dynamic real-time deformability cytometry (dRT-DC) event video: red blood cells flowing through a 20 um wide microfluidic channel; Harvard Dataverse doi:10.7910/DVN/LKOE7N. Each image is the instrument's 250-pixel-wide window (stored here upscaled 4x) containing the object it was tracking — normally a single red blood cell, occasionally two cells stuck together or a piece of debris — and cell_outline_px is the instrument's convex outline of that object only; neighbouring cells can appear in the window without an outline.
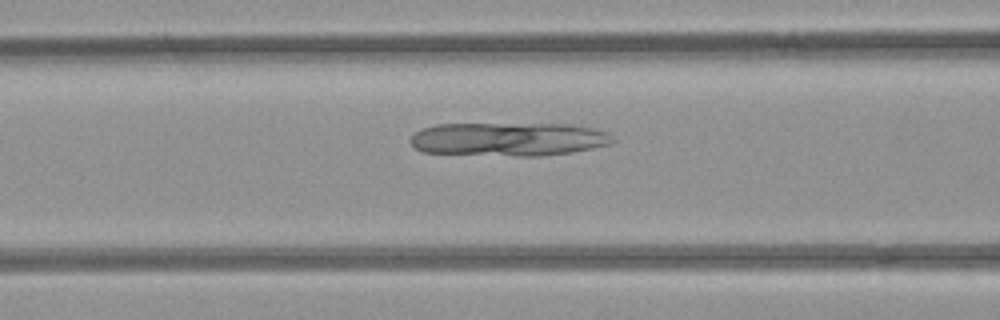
{"species": "common noctule bat (a hibernating species)", "species_latin": "Nyctalus noctula", "temperature_condition": "room temperature", "stored_images_in_passage": 32, "camera_frame_rate_fps": 3000, "um_per_image_px": 0.085, "animal": {"sex": "female", "body_mass_g": 21.9}, "frame": {"image": 1, "passage_image": 7, "time_ms": 2.0, "image_size_px": [1000, 320], "cell_outline_px": [[616, 140], [608, 144], [592, 148], [572, 152], [540, 156], [516, 156], [424, 152], [416, 148], [412, 144], [412, 136], [416, 132], [424, 128], [436, 124], [568, 124], [592, 128], [608, 132]], "centroid_in_image_um": [43.26, 11.83], "position_along_channel_um": 123.3, "area_um2": 39.36}}
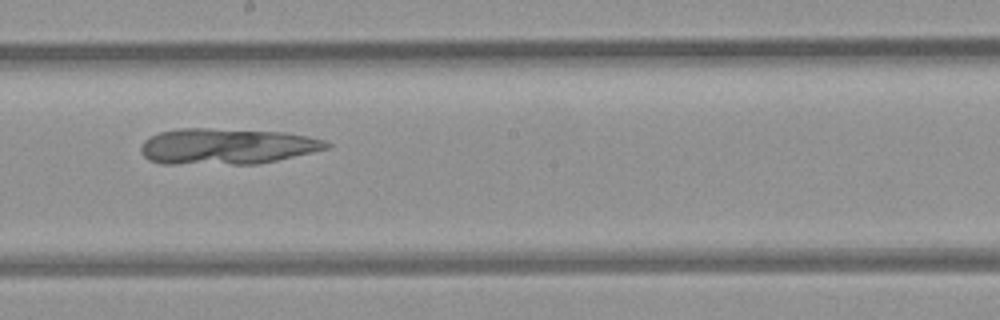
{"frame": {"image": 2, "passage_image": 15, "time_ms": 4.667, "image_size_px": [1000, 320], "cell_outline_px": [[332, 144], [328, 148], [312, 152], [276, 160], [256, 164], [160, 164], [148, 160], [140, 152], [140, 148], [144, 140], [160, 132], [180, 128], [208, 128], [284, 132], [324, 140]], "centroid_in_image_um": [19.22, 12.44], "position_along_channel_um": 229.0, "area_um2": 38.9}}
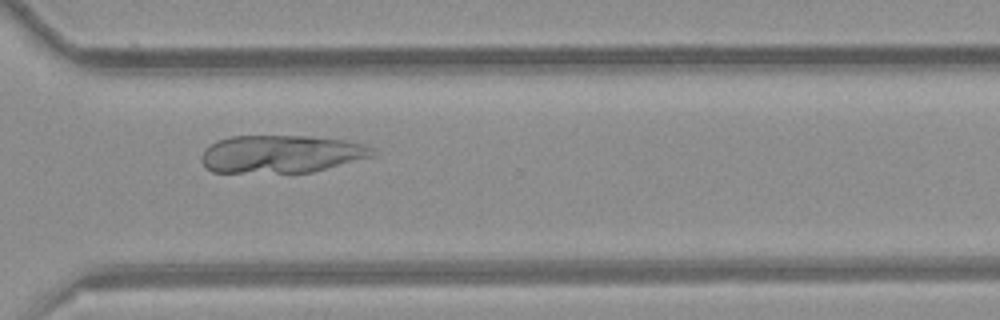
{"frame": {"image": 3, "passage_image": 24, "time_ms": 7.667, "image_size_px": [1000, 320], "cell_outline_px": [[380, 156], [312, 172], [212, 172], [200, 160], [200, 156], [204, 148], [216, 140], [232, 136], [308, 136], [348, 140], [364, 144], [376, 148], [380, 152]], "centroid_in_image_um": [24.02, 13.08], "position_along_channel_um": 346.6, "area_um2": 38.44}}